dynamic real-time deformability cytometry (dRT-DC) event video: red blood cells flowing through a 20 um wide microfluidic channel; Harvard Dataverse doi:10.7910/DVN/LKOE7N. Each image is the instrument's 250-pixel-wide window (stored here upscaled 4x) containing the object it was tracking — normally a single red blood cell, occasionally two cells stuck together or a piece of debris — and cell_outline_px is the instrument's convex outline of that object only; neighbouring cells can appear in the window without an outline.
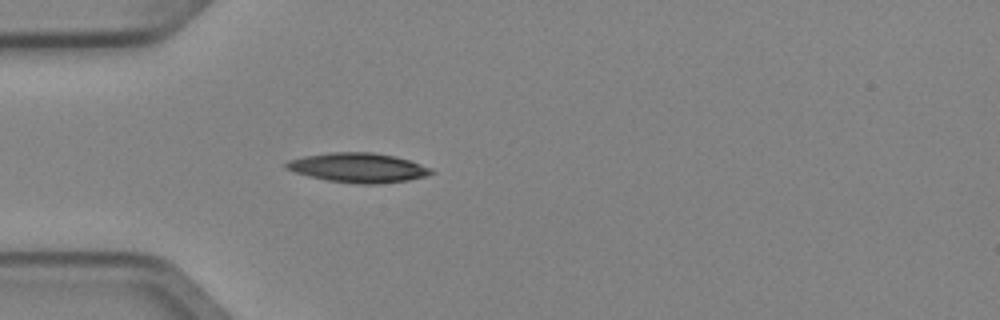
{"species": "Egyptian fruit bat (a non-hibernating species)", "species_latin": "Rousettus aegyptiacus", "temperature_condition": "cold", "stored_images_in_passage": 5, "camera_frame_rate_fps": 3000, "um_per_image_px": 0.085, "animal": {"sex": "female"}, "frame": {"image": 1, "passage_image": 5, "time_ms": 1.333, "image_size_px": [1000, 320], "cell_outline_px": [[436, 172], [424, 176], [408, 180], [376, 184], [356, 184], [328, 180], [308, 176], [284, 168], [284, 164], [288, 160], [304, 156], [332, 152], [372, 152], [392, 156], [408, 160], [432, 168]], "centroid_in_image_um": [30.42, 14.25], "position_along_channel_um": 54.6, "area_um2": 24.8}}